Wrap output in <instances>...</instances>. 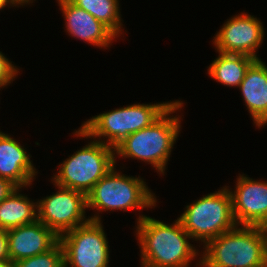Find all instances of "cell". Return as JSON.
Returning <instances> with one entry per match:
<instances>
[{"label":"cell","instance_id":"4fadbf2b","mask_svg":"<svg viewBox=\"0 0 267 267\" xmlns=\"http://www.w3.org/2000/svg\"><path fill=\"white\" fill-rule=\"evenodd\" d=\"M65 20L66 33L93 46L109 48L117 36L102 22L70 0H57Z\"/></svg>","mask_w":267,"mask_h":267},{"label":"cell","instance_id":"2e32d148","mask_svg":"<svg viewBox=\"0 0 267 267\" xmlns=\"http://www.w3.org/2000/svg\"><path fill=\"white\" fill-rule=\"evenodd\" d=\"M20 189L22 187H16L0 203V229L8 230L37 220V202L19 193Z\"/></svg>","mask_w":267,"mask_h":267},{"label":"cell","instance_id":"44dd1931","mask_svg":"<svg viewBox=\"0 0 267 267\" xmlns=\"http://www.w3.org/2000/svg\"><path fill=\"white\" fill-rule=\"evenodd\" d=\"M9 259L7 230L0 229V260Z\"/></svg>","mask_w":267,"mask_h":267},{"label":"cell","instance_id":"3957f363","mask_svg":"<svg viewBox=\"0 0 267 267\" xmlns=\"http://www.w3.org/2000/svg\"><path fill=\"white\" fill-rule=\"evenodd\" d=\"M200 267H267V236L259 226L238 225L203 245Z\"/></svg>","mask_w":267,"mask_h":267},{"label":"cell","instance_id":"e0dca14e","mask_svg":"<svg viewBox=\"0 0 267 267\" xmlns=\"http://www.w3.org/2000/svg\"><path fill=\"white\" fill-rule=\"evenodd\" d=\"M218 54L207 69L209 77L224 86L238 88L249 66L256 59L243 54H228L219 51Z\"/></svg>","mask_w":267,"mask_h":267},{"label":"cell","instance_id":"ffe728a7","mask_svg":"<svg viewBox=\"0 0 267 267\" xmlns=\"http://www.w3.org/2000/svg\"><path fill=\"white\" fill-rule=\"evenodd\" d=\"M19 73V69L0 51V88L13 83Z\"/></svg>","mask_w":267,"mask_h":267},{"label":"cell","instance_id":"8fae6325","mask_svg":"<svg viewBox=\"0 0 267 267\" xmlns=\"http://www.w3.org/2000/svg\"><path fill=\"white\" fill-rule=\"evenodd\" d=\"M239 175L235 190L229 189L234 219L238 226H260L267 217V180Z\"/></svg>","mask_w":267,"mask_h":267},{"label":"cell","instance_id":"30bf717a","mask_svg":"<svg viewBox=\"0 0 267 267\" xmlns=\"http://www.w3.org/2000/svg\"><path fill=\"white\" fill-rule=\"evenodd\" d=\"M262 22L254 15L241 12L228 19L213 39L215 50L228 54H243L260 59L258 48L264 40Z\"/></svg>","mask_w":267,"mask_h":267},{"label":"cell","instance_id":"8992f818","mask_svg":"<svg viewBox=\"0 0 267 267\" xmlns=\"http://www.w3.org/2000/svg\"><path fill=\"white\" fill-rule=\"evenodd\" d=\"M185 208L178 219L188 235L204 245L237 226L229 187L226 185L186 205Z\"/></svg>","mask_w":267,"mask_h":267},{"label":"cell","instance_id":"9a60e30c","mask_svg":"<svg viewBox=\"0 0 267 267\" xmlns=\"http://www.w3.org/2000/svg\"><path fill=\"white\" fill-rule=\"evenodd\" d=\"M255 127L267 125V66L256 59L248 68L239 87Z\"/></svg>","mask_w":267,"mask_h":267},{"label":"cell","instance_id":"6da1fadb","mask_svg":"<svg viewBox=\"0 0 267 267\" xmlns=\"http://www.w3.org/2000/svg\"><path fill=\"white\" fill-rule=\"evenodd\" d=\"M136 226L141 253V267H189L199 250L177 218L173 224L139 215Z\"/></svg>","mask_w":267,"mask_h":267},{"label":"cell","instance_id":"277c9868","mask_svg":"<svg viewBox=\"0 0 267 267\" xmlns=\"http://www.w3.org/2000/svg\"><path fill=\"white\" fill-rule=\"evenodd\" d=\"M173 103L171 100L156 104L135 103L109 110L85 121L73 135L87 139L97 138L98 141L115 149L132 133L150 126Z\"/></svg>","mask_w":267,"mask_h":267},{"label":"cell","instance_id":"7c38bea8","mask_svg":"<svg viewBox=\"0 0 267 267\" xmlns=\"http://www.w3.org/2000/svg\"><path fill=\"white\" fill-rule=\"evenodd\" d=\"M9 259L14 263L52 249L60 237L41 221L7 230Z\"/></svg>","mask_w":267,"mask_h":267},{"label":"cell","instance_id":"5b68a950","mask_svg":"<svg viewBox=\"0 0 267 267\" xmlns=\"http://www.w3.org/2000/svg\"><path fill=\"white\" fill-rule=\"evenodd\" d=\"M155 194L139 177L116 171V165L87 194V209L98 212L148 209L156 206Z\"/></svg>","mask_w":267,"mask_h":267},{"label":"cell","instance_id":"484cf974","mask_svg":"<svg viewBox=\"0 0 267 267\" xmlns=\"http://www.w3.org/2000/svg\"><path fill=\"white\" fill-rule=\"evenodd\" d=\"M30 3H33V0H17L18 7H19V5L23 6V4H24V6H25V4L27 5V4H30Z\"/></svg>","mask_w":267,"mask_h":267},{"label":"cell","instance_id":"d4e9b609","mask_svg":"<svg viewBox=\"0 0 267 267\" xmlns=\"http://www.w3.org/2000/svg\"><path fill=\"white\" fill-rule=\"evenodd\" d=\"M261 231L267 236V217L265 220L262 222V224L259 226Z\"/></svg>","mask_w":267,"mask_h":267},{"label":"cell","instance_id":"ba28073f","mask_svg":"<svg viewBox=\"0 0 267 267\" xmlns=\"http://www.w3.org/2000/svg\"><path fill=\"white\" fill-rule=\"evenodd\" d=\"M58 191L37 202V220L59 237L91 221H101L99 213L86 218L87 195L83 192L54 184Z\"/></svg>","mask_w":267,"mask_h":267},{"label":"cell","instance_id":"7a4b0ae2","mask_svg":"<svg viewBox=\"0 0 267 267\" xmlns=\"http://www.w3.org/2000/svg\"><path fill=\"white\" fill-rule=\"evenodd\" d=\"M184 102L174 103L150 126L129 135L114 149L116 156L137 159L151 164L164 175L176 139L181 129V116L172 115L181 110Z\"/></svg>","mask_w":267,"mask_h":267},{"label":"cell","instance_id":"ac0fdd59","mask_svg":"<svg viewBox=\"0 0 267 267\" xmlns=\"http://www.w3.org/2000/svg\"><path fill=\"white\" fill-rule=\"evenodd\" d=\"M74 5L93 15L106 25L117 37L124 32L119 0H70Z\"/></svg>","mask_w":267,"mask_h":267},{"label":"cell","instance_id":"7402d4cb","mask_svg":"<svg viewBox=\"0 0 267 267\" xmlns=\"http://www.w3.org/2000/svg\"><path fill=\"white\" fill-rule=\"evenodd\" d=\"M16 186L12 184L8 179L0 177V203L4 200Z\"/></svg>","mask_w":267,"mask_h":267},{"label":"cell","instance_id":"5bb4252c","mask_svg":"<svg viewBox=\"0 0 267 267\" xmlns=\"http://www.w3.org/2000/svg\"><path fill=\"white\" fill-rule=\"evenodd\" d=\"M30 157L18 141L0 130V177L16 187H30L38 173Z\"/></svg>","mask_w":267,"mask_h":267},{"label":"cell","instance_id":"9c48e42d","mask_svg":"<svg viewBox=\"0 0 267 267\" xmlns=\"http://www.w3.org/2000/svg\"><path fill=\"white\" fill-rule=\"evenodd\" d=\"M101 221H89L60 236L64 267H109L108 240Z\"/></svg>","mask_w":267,"mask_h":267},{"label":"cell","instance_id":"52a82bcc","mask_svg":"<svg viewBox=\"0 0 267 267\" xmlns=\"http://www.w3.org/2000/svg\"><path fill=\"white\" fill-rule=\"evenodd\" d=\"M116 162L114 149L93 139L60 163L51 181L87 195Z\"/></svg>","mask_w":267,"mask_h":267},{"label":"cell","instance_id":"d6986e66","mask_svg":"<svg viewBox=\"0 0 267 267\" xmlns=\"http://www.w3.org/2000/svg\"><path fill=\"white\" fill-rule=\"evenodd\" d=\"M13 267H64V250L59 241L52 249L13 263Z\"/></svg>","mask_w":267,"mask_h":267},{"label":"cell","instance_id":"603a6c76","mask_svg":"<svg viewBox=\"0 0 267 267\" xmlns=\"http://www.w3.org/2000/svg\"><path fill=\"white\" fill-rule=\"evenodd\" d=\"M6 6L10 7H16L17 5V0H0V10L5 8Z\"/></svg>","mask_w":267,"mask_h":267},{"label":"cell","instance_id":"cb8c5ba5","mask_svg":"<svg viewBox=\"0 0 267 267\" xmlns=\"http://www.w3.org/2000/svg\"><path fill=\"white\" fill-rule=\"evenodd\" d=\"M0 267H13V262L10 259L0 260Z\"/></svg>","mask_w":267,"mask_h":267}]
</instances>
